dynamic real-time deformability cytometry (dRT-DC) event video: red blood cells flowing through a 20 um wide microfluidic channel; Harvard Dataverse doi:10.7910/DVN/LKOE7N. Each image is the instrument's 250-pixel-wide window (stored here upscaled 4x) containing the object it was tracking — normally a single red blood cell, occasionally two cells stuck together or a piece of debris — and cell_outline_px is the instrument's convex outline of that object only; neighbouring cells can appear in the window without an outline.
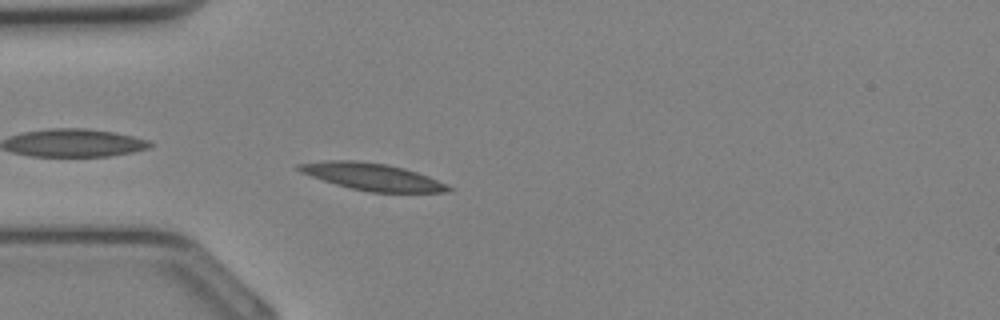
{"species": "Egyptian fruit bat (a non-hibernating species)", "species_latin": "Rousettus aegyptiacus", "temperature_condition": "cold", "stored_images_in_passage": 34, "camera_frame_rate_fps": 3000, "um_per_image_px": 0.085, "animal": {"sex": "female"}, "frame": {"image": 1, "passage_image": 9, "time_ms": 2.667, "image_size_px": [1000, 320], "cell_outline_px": [[456, 188], [448, 192], [372, 192], [352, 188], [336, 184], [300, 172], [296, 168], [296, 164], [324, 160], [356, 160], [384, 164], [404, 168], [428, 176]], "centroid_in_image_um": [31.66, 15.02], "position_along_channel_um": 53.3, "area_um2": 23.41}}
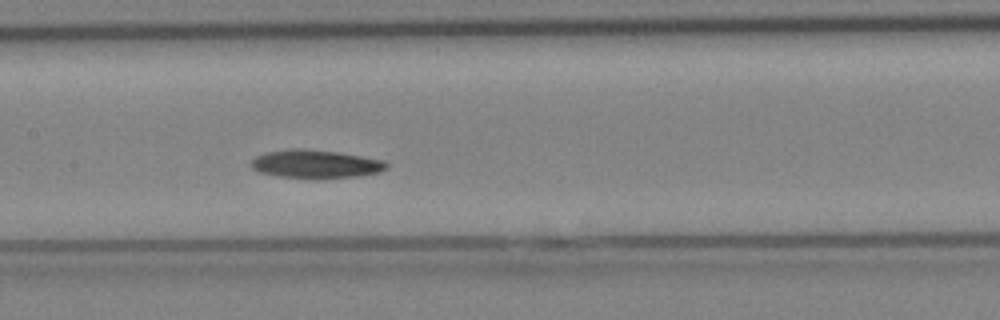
{"frame": {"image": 2, "passage_image": 16, "time_ms": 5.0, "image_size_px": [1000, 320], "cell_outline_px": [[388, 168], [380, 172], [360, 176], [316, 180], [280, 176], [260, 172], [252, 168], [248, 164], [256, 156], [264, 152], [292, 148], [304, 148], [340, 152], [384, 160], [388, 164]], "centroid_in_image_um": [26.84, 13.95], "position_along_channel_um": 180.6, "area_um2": 23.0}}
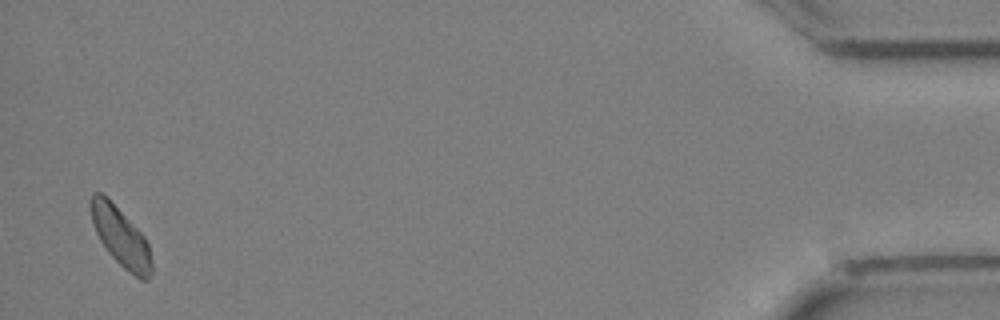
{"frame": {"image": 3, "passage_image": 33, "time_ms": 10.667, "image_size_px": [1000, 320], "cell_outline_px": [[152, 272], [148, 280], [140, 280], [124, 268], [108, 252], [100, 240], [92, 224], [88, 204], [88, 200], [92, 192], [100, 192], [108, 196], [144, 236], [148, 244], [152, 260]], "centroid_in_image_um": [10.23, 20.08], "position_along_channel_um": 425.0, "area_um2": 21.33}}